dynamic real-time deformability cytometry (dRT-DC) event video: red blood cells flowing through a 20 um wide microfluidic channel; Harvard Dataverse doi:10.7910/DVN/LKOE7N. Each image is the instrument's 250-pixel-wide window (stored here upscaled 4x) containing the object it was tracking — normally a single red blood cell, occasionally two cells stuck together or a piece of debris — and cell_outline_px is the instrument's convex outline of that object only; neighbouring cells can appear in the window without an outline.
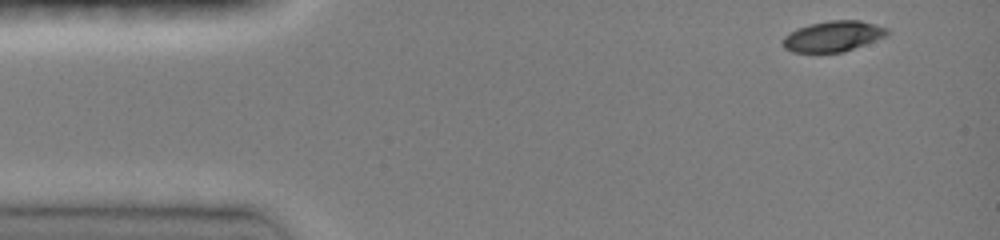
{"species": "common noctule bat (a hibernating species)", "species_latin": "Nyctalus noctula", "temperature_condition": "room temperature", "stored_images_in_passage": 41, "camera_frame_rate_fps": 3000, "um_per_image_px": 0.085, "animal": {"sex": "female", "body_mass_g": 19.0, "forearm_length_mm": 51.5}, "frame": {"image": 1, "passage_image": 1, "time_ms": 0.0, "image_size_px": [1000, 240], "cell_outline_px": [[888, 36], [844, 52], [792, 52], [784, 48], [784, 36], [796, 28], [808, 24], [828, 20], [860, 20], [876, 24], [888, 28]], "centroid_in_image_um": [70.84, 3.07], "position_along_channel_um": 14.2, "area_um2": 18.79}}
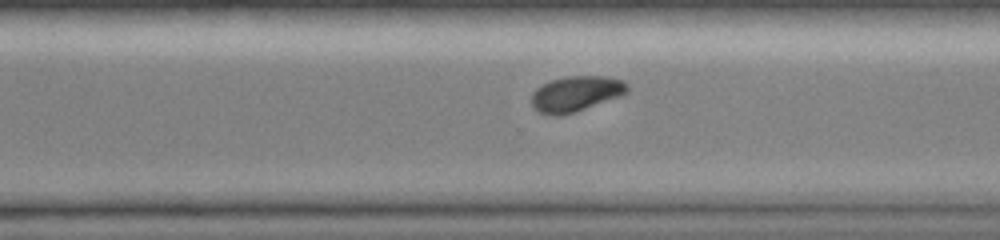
{"frame": {"image": 2, "passage_image": 30, "time_ms": 9.667, "image_size_px": [1000, 240], "cell_outline_px": [[628, 92], [620, 96], [560, 116], [552, 116], [540, 112], [532, 108], [532, 92], [536, 88], [552, 80], [568, 76], [604, 76], [624, 80], [628, 84]], "centroid_in_image_um": [48.95, 7.96], "position_along_channel_um": 321.7, "area_um2": 19.59}}
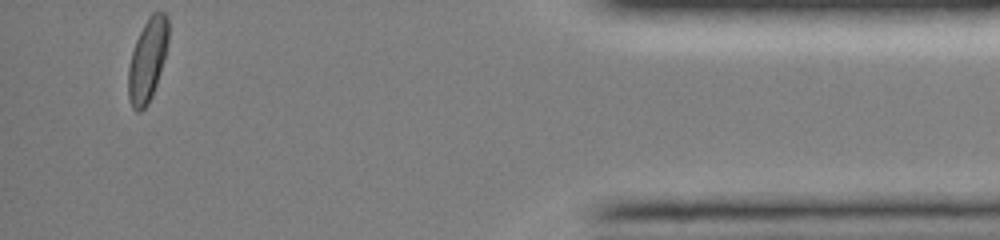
{"frame": {"image": 3, "passage_image": 41, "time_ms": 13.333, "image_size_px": [1000, 240], "cell_outline_px": [[168, 40], [164, 56], [156, 84], [152, 96], [148, 104], [140, 112], [136, 112], [132, 108], [128, 96], [128, 68], [132, 52], [136, 40], [148, 16], [152, 12], [164, 12], [168, 16]], "centroid_in_image_um": [12.52, 5.1], "position_along_channel_um": 422.7, "area_um2": 19.19}, "authors_computed_cell_mechanics": {"area_um2": 20.0566, "velocity_mm_per_s": 4.1166, "shape_relaxation_time_tau1_ms": 2.689, "shape_relaxation_time_tau2_ms": null, "deformation_change_tau1": 0.1241, "deformation_change_tau2": null}}